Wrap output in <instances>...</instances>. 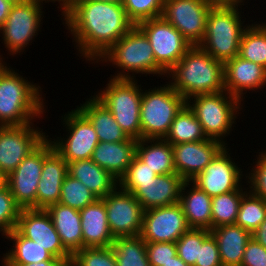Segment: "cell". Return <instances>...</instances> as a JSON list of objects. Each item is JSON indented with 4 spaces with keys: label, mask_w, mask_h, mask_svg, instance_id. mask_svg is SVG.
Wrapping results in <instances>:
<instances>
[{
    "label": "cell",
    "mask_w": 266,
    "mask_h": 266,
    "mask_svg": "<svg viewBox=\"0 0 266 266\" xmlns=\"http://www.w3.org/2000/svg\"><path fill=\"white\" fill-rule=\"evenodd\" d=\"M66 33L71 34L77 56L95 62L135 25L128 19L122 4L76 0L62 16ZM93 61V62H92Z\"/></svg>",
    "instance_id": "cell-1"
},
{
    "label": "cell",
    "mask_w": 266,
    "mask_h": 266,
    "mask_svg": "<svg viewBox=\"0 0 266 266\" xmlns=\"http://www.w3.org/2000/svg\"><path fill=\"white\" fill-rule=\"evenodd\" d=\"M9 65L6 62L0 65V126L26 125L40 120L47 112L41 86L28 81Z\"/></svg>",
    "instance_id": "cell-2"
},
{
    "label": "cell",
    "mask_w": 266,
    "mask_h": 266,
    "mask_svg": "<svg viewBox=\"0 0 266 266\" xmlns=\"http://www.w3.org/2000/svg\"><path fill=\"white\" fill-rule=\"evenodd\" d=\"M166 77L171 87L186 101L195 95L225 91L224 63L198 45L192 46Z\"/></svg>",
    "instance_id": "cell-3"
},
{
    "label": "cell",
    "mask_w": 266,
    "mask_h": 266,
    "mask_svg": "<svg viewBox=\"0 0 266 266\" xmlns=\"http://www.w3.org/2000/svg\"><path fill=\"white\" fill-rule=\"evenodd\" d=\"M96 63H103L101 65L106 63L113 68H118L115 75H110L113 79L135 80V75L139 73L145 74V77L156 75L161 78L163 75L162 78H166L167 75L157 64L146 35L136 25L104 53Z\"/></svg>",
    "instance_id": "cell-4"
},
{
    "label": "cell",
    "mask_w": 266,
    "mask_h": 266,
    "mask_svg": "<svg viewBox=\"0 0 266 266\" xmlns=\"http://www.w3.org/2000/svg\"><path fill=\"white\" fill-rule=\"evenodd\" d=\"M242 5L245 3L213 6L208 14L204 37L198 46L222 63L238 55L242 34L249 26L242 19L245 16Z\"/></svg>",
    "instance_id": "cell-5"
},
{
    "label": "cell",
    "mask_w": 266,
    "mask_h": 266,
    "mask_svg": "<svg viewBox=\"0 0 266 266\" xmlns=\"http://www.w3.org/2000/svg\"><path fill=\"white\" fill-rule=\"evenodd\" d=\"M186 104L194 112L206 137L228 146L225 137H228L236 127L234 124L237 123L239 111H244L243 103L227 91H223L192 96Z\"/></svg>",
    "instance_id": "cell-6"
},
{
    "label": "cell",
    "mask_w": 266,
    "mask_h": 266,
    "mask_svg": "<svg viewBox=\"0 0 266 266\" xmlns=\"http://www.w3.org/2000/svg\"><path fill=\"white\" fill-rule=\"evenodd\" d=\"M167 84L143 90L140 104L141 139H164L186 100Z\"/></svg>",
    "instance_id": "cell-7"
},
{
    "label": "cell",
    "mask_w": 266,
    "mask_h": 266,
    "mask_svg": "<svg viewBox=\"0 0 266 266\" xmlns=\"http://www.w3.org/2000/svg\"><path fill=\"white\" fill-rule=\"evenodd\" d=\"M105 86L94 93V96L107 107L129 138L140 140V104L143 86L138 84L137 79L110 77Z\"/></svg>",
    "instance_id": "cell-8"
},
{
    "label": "cell",
    "mask_w": 266,
    "mask_h": 266,
    "mask_svg": "<svg viewBox=\"0 0 266 266\" xmlns=\"http://www.w3.org/2000/svg\"><path fill=\"white\" fill-rule=\"evenodd\" d=\"M42 5L39 0L13 4L7 20L0 27V37L8 50L7 55L14 57L23 54L38 36V31L41 32L45 14Z\"/></svg>",
    "instance_id": "cell-9"
},
{
    "label": "cell",
    "mask_w": 266,
    "mask_h": 266,
    "mask_svg": "<svg viewBox=\"0 0 266 266\" xmlns=\"http://www.w3.org/2000/svg\"><path fill=\"white\" fill-rule=\"evenodd\" d=\"M68 133L66 137L50 138L53 148L67 162L91 159L99 144L97 133L89 119L78 109L61 116Z\"/></svg>",
    "instance_id": "cell-10"
},
{
    "label": "cell",
    "mask_w": 266,
    "mask_h": 266,
    "mask_svg": "<svg viewBox=\"0 0 266 266\" xmlns=\"http://www.w3.org/2000/svg\"><path fill=\"white\" fill-rule=\"evenodd\" d=\"M147 37L157 64L167 73L193 46L162 16L136 25Z\"/></svg>",
    "instance_id": "cell-11"
},
{
    "label": "cell",
    "mask_w": 266,
    "mask_h": 266,
    "mask_svg": "<svg viewBox=\"0 0 266 266\" xmlns=\"http://www.w3.org/2000/svg\"><path fill=\"white\" fill-rule=\"evenodd\" d=\"M34 122L0 126V170L9 176L47 136Z\"/></svg>",
    "instance_id": "cell-12"
},
{
    "label": "cell",
    "mask_w": 266,
    "mask_h": 266,
    "mask_svg": "<svg viewBox=\"0 0 266 266\" xmlns=\"http://www.w3.org/2000/svg\"><path fill=\"white\" fill-rule=\"evenodd\" d=\"M103 199L108 225L113 237L139 236L144 209L135 196L118 186Z\"/></svg>",
    "instance_id": "cell-13"
},
{
    "label": "cell",
    "mask_w": 266,
    "mask_h": 266,
    "mask_svg": "<svg viewBox=\"0 0 266 266\" xmlns=\"http://www.w3.org/2000/svg\"><path fill=\"white\" fill-rule=\"evenodd\" d=\"M214 5L204 0H164L162 17L193 46L203 40L207 17Z\"/></svg>",
    "instance_id": "cell-14"
},
{
    "label": "cell",
    "mask_w": 266,
    "mask_h": 266,
    "mask_svg": "<svg viewBox=\"0 0 266 266\" xmlns=\"http://www.w3.org/2000/svg\"><path fill=\"white\" fill-rule=\"evenodd\" d=\"M230 150V147L225 146L204 170L191 180L210 197L237 189H248L242 185L244 171L238 162L235 163L230 155L232 153H229Z\"/></svg>",
    "instance_id": "cell-15"
},
{
    "label": "cell",
    "mask_w": 266,
    "mask_h": 266,
    "mask_svg": "<svg viewBox=\"0 0 266 266\" xmlns=\"http://www.w3.org/2000/svg\"><path fill=\"white\" fill-rule=\"evenodd\" d=\"M190 229L179 203L144 211L140 237L145 242L175 243Z\"/></svg>",
    "instance_id": "cell-16"
},
{
    "label": "cell",
    "mask_w": 266,
    "mask_h": 266,
    "mask_svg": "<svg viewBox=\"0 0 266 266\" xmlns=\"http://www.w3.org/2000/svg\"><path fill=\"white\" fill-rule=\"evenodd\" d=\"M42 167L43 141L7 176V185L21 209H36V195Z\"/></svg>",
    "instance_id": "cell-17"
},
{
    "label": "cell",
    "mask_w": 266,
    "mask_h": 266,
    "mask_svg": "<svg viewBox=\"0 0 266 266\" xmlns=\"http://www.w3.org/2000/svg\"><path fill=\"white\" fill-rule=\"evenodd\" d=\"M16 229L24 237L43 247L54 258H72L62 245L52 219L45 209H21Z\"/></svg>",
    "instance_id": "cell-18"
},
{
    "label": "cell",
    "mask_w": 266,
    "mask_h": 266,
    "mask_svg": "<svg viewBox=\"0 0 266 266\" xmlns=\"http://www.w3.org/2000/svg\"><path fill=\"white\" fill-rule=\"evenodd\" d=\"M43 140V167L36 195V209L59 202L61 187L68 174V163L56 152L48 138Z\"/></svg>",
    "instance_id": "cell-19"
},
{
    "label": "cell",
    "mask_w": 266,
    "mask_h": 266,
    "mask_svg": "<svg viewBox=\"0 0 266 266\" xmlns=\"http://www.w3.org/2000/svg\"><path fill=\"white\" fill-rule=\"evenodd\" d=\"M225 146L221 141L211 138L172 145L176 174L185 181H191Z\"/></svg>",
    "instance_id": "cell-20"
},
{
    "label": "cell",
    "mask_w": 266,
    "mask_h": 266,
    "mask_svg": "<svg viewBox=\"0 0 266 266\" xmlns=\"http://www.w3.org/2000/svg\"><path fill=\"white\" fill-rule=\"evenodd\" d=\"M265 87L266 68L262 65L238 55L224 63V89L241 102L244 101L247 91L249 94L252 90L263 92Z\"/></svg>",
    "instance_id": "cell-21"
},
{
    "label": "cell",
    "mask_w": 266,
    "mask_h": 266,
    "mask_svg": "<svg viewBox=\"0 0 266 266\" xmlns=\"http://www.w3.org/2000/svg\"><path fill=\"white\" fill-rule=\"evenodd\" d=\"M185 180L176 173L157 175L148 183H138L131 192L144 211L179 203Z\"/></svg>",
    "instance_id": "cell-22"
},
{
    "label": "cell",
    "mask_w": 266,
    "mask_h": 266,
    "mask_svg": "<svg viewBox=\"0 0 266 266\" xmlns=\"http://www.w3.org/2000/svg\"><path fill=\"white\" fill-rule=\"evenodd\" d=\"M81 218L83 248L108 247L114 241L110 231L103 198H98L79 211Z\"/></svg>",
    "instance_id": "cell-23"
},
{
    "label": "cell",
    "mask_w": 266,
    "mask_h": 266,
    "mask_svg": "<svg viewBox=\"0 0 266 266\" xmlns=\"http://www.w3.org/2000/svg\"><path fill=\"white\" fill-rule=\"evenodd\" d=\"M190 228L212 229V197L192 181H185L179 198Z\"/></svg>",
    "instance_id": "cell-24"
},
{
    "label": "cell",
    "mask_w": 266,
    "mask_h": 266,
    "mask_svg": "<svg viewBox=\"0 0 266 266\" xmlns=\"http://www.w3.org/2000/svg\"><path fill=\"white\" fill-rule=\"evenodd\" d=\"M137 142L133 138L120 142H99L91 159L119 180L136 155Z\"/></svg>",
    "instance_id": "cell-25"
},
{
    "label": "cell",
    "mask_w": 266,
    "mask_h": 266,
    "mask_svg": "<svg viewBox=\"0 0 266 266\" xmlns=\"http://www.w3.org/2000/svg\"><path fill=\"white\" fill-rule=\"evenodd\" d=\"M53 222L64 248L73 255L83 249V234L79 210L55 203L45 209Z\"/></svg>",
    "instance_id": "cell-26"
},
{
    "label": "cell",
    "mask_w": 266,
    "mask_h": 266,
    "mask_svg": "<svg viewBox=\"0 0 266 266\" xmlns=\"http://www.w3.org/2000/svg\"><path fill=\"white\" fill-rule=\"evenodd\" d=\"M68 174L84 184L97 198H104L119 186V180L92 159L69 162Z\"/></svg>",
    "instance_id": "cell-27"
},
{
    "label": "cell",
    "mask_w": 266,
    "mask_h": 266,
    "mask_svg": "<svg viewBox=\"0 0 266 266\" xmlns=\"http://www.w3.org/2000/svg\"><path fill=\"white\" fill-rule=\"evenodd\" d=\"M76 106L92 123L99 142H120L130 138L114 119L112 113L94 95Z\"/></svg>",
    "instance_id": "cell-28"
},
{
    "label": "cell",
    "mask_w": 266,
    "mask_h": 266,
    "mask_svg": "<svg viewBox=\"0 0 266 266\" xmlns=\"http://www.w3.org/2000/svg\"><path fill=\"white\" fill-rule=\"evenodd\" d=\"M218 248L223 266H241L247 242L251 233L238 225H223L210 230Z\"/></svg>",
    "instance_id": "cell-29"
},
{
    "label": "cell",
    "mask_w": 266,
    "mask_h": 266,
    "mask_svg": "<svg viewBox=\"0 0 266 266\" xmlns=\"http://www.w3.org/2000/svg\"><path fill=\"white\" fill-rule=\"evenodd\" d=\"M3 238L13 243L9 251L7 249V252L3 253L2 260L0 259L5 265L36 264L53 258L43 247L24 237L16 228L6 233Z\"/></svg>",
    "instance_id": "cell-30"
},
{
    "label": "cell",
    "mask_w": 266,
    "mask_h": 266,
    "mask_svg": "<svg viewBox=\"0 0 266 266\" xmlns=\"http://www.w3.org/2000/svg\"><path fill=\"white\" fill-rule=\"evenodd\" d=\"M136 156L157 175L176 173L172 145L164 139H140Z\"/></svg>",
    "instance_id": "cell-31"
},
{
    "label": "cell",
    "mask_w": 266,
    "mask_h": 266,
    "mask_svg": "<svg viewBox=\"0 0 266 266\" xmlns=\"http://www.w3.org/2000/svg\"><path fill=\"white\" fill-rule=\"evenodd\" d=\"M208 139L194 112L186 104L174 118L164 140L171 145Z\"/></svg>",
    "instance_id": "cell-32"
},
{
    "label": "cell",
    "mask_w": 266,
    "mask_h": 266,
    "mask_svg": "<svg viewBox=\"0 0 266 266\" xmlns=\"http://www.w3.org/2000/svg\"><path fill=\"white\" fill-rule=\"evenodd\" d=\"M244 30L238 56L266 68V22H253Z\"/></svg>",
    "instance_id": "cell-33"
},
{
    "label": "cell",
    "mask_w": 266,
    "mask_h": 266,
    "mask_svg": "<svg viewBox=\"0 0 266 266\" xmlns=\"http://www.w3.org/2000/svg\"><path fill=\"white\" fill-rule=\"evenodd\" d=\"M117 266H151L146 242L140 236L118 237L111 244Z\"/></svg>",
    "instance_id": "cell-34"
},
{
    "label": "cell",
    "mask_w": 266,
    "mask_h": 266,
    "mask_svg": "<svg viewBox=\"0 0 266 266\" xmlns=\"http://www.w3.org/2000/svg\"><path fill=\"white\" fill-rule=\"evenodd\" d=\"M248 189H237L212 197V229L235 224L243 195Z\"/></svg>",
    "instance_id": "cell-35"
},
{
    "label": "cell",
    "mask_w": 266,
    "mask_h": 266,
    "mask_svg": "<svg viewBox=\"0 0 266 266\" xmlns=\"http://www.w3.org/2000/svg\"><path fill=\"white\" fill-rule=\"evenodd\" d=\"M266 218V201L249 190L243 195L235 225L251 234Z\"/></svg>",
    "instance_id": "cell-36"
},
{
    "label": "cell",
    "mask_w": 266,
    "mask_h": 266,
    "mask_svg": "<svg viewBox=\"0 0 266 266\" xmlns=\"http://www.w3.org/2000/svg\"><path fill=\"white\" fill-rule=\"evenodd\" d=\"M98 198L79 180L66 175L61 187L60 204L76 210H82Z\"/></svg>",
    "instance_id": "cell-37"
},
{
    "label": "cell",
    "mask_w": 266,
    "mask_h": 266,
    "mask_svg": "<svg viewBox=\"0 0 266 266\" xmlns=\"http://www.w3.org/2000/svg\"><path fill=\"white\" fill-rule=\"evenodd\" d=\"M209 234L207 229L190 228L175 242L178 256L186 264L194 266L199 261V246Z\"/></svg>",
    "instance_id": "cell-38"
},
{
    "label": "cell",
    "mask_w": 266,
    "mask_h": 266,
    "mask_svg": "<svg viewBox=\"0 0 266 266\" xmlns=\"http://www.w3.org/2000/svg\"><path fill=\"white\" fill-rule=\"evenodd\" d=\"M122 6L128 19L137 25L142 21L161 17L164 0H124Z\"/></svg>",
    "instance_id": "cell-39"
},
{
    "label": "cell",
    "mask_w": 266,
    "mask_h": 266,
    "mask_svg": "<svg viewBox=\"0 0 266 266\" xmlns=\"http://www.w3.org/2000/svg\"><path fill=\"white\" fill-rule=\"evenodd\" d=\"M71 266H117V263L111 246L84 247L72 255Z\"/></svg>",
    "instance_id": "cell-40"
},
{
    "label": "cell",
    "mask_w": 266,
    "mask_h": 266,
    "mask_svg": "<svg viewBox=\"0 0 266 266\" xmlns=\"http://www.w3.org/2000/svg\"><path fill=\"white\" fill-rule=\"evenodd\" d=\"M21 208L15 199L8 185L0 189V233L3 237L6 233L14 230L17 226Z\"/></svg>",
    "instance_id": "cell-41"
},
{
    "label": "cell",
    "mask_w": 266,
    "mask_h": 266,
    "mask_svg": "<svg viewBox=\"0 0 266 266\" xmlns=\"http://www.w3.org/2000/svg\"><path fill=\"white\" fill-rule=\"evenodd\" d=\"M156 177L157 174L135 155L125 174L119 179V187L131 193L138 183H148Z\"/></svg>",
    "instance_id": "cell-42"
},
{
    "label": "cell",
    "mask_w": 266,
    "mask_h": 266,
    "mask_svg": "<svg viewBox=\"0 0 266 266\" xmlns=\"http://www.w3.org/2000/svg\"><path fill=\"white\" fill-rule=\"evenodd\" d=\"M257 160L253 164L252 169L247 174L245 173V181L248 185V190L255 196L261 197L266 201V151L262 149L257 155Z\"/></svg>",
    "instance_id": "cell-43"
},
{
    "label": "cell",
    "mask_w": 266,
    "mask_h": 266,
    "mask_svg": "<svg viewBox=\"0 0 266 266\" xmlns=\"http://www.w3.org/2000/svg\"><path fill=\"white\" fill-rule=\"evenodd\" d=\"M146 251L151 266H164L178 255L173 242H146Z\"/></svg>",
    "instance_id": "cell-44"
},
{
    "label": "cell",
    "mask_w": 266,
    "mask_h": 266,
    "mask_svg": "<svg viewBox=\"0 0 266 266\" xmlns=\"http://www.w3.org/2000/svg\"><path fill=\"white\" fill-rule=\"evenodd\" d=\"M194 266H223L219 248L214 236L210 233L199 246V261Z\"/></svg>",
    "instance_id": "cell-45"
},
{
    "label": "cell",
    "mask_w": 266,
    "mask_h": 266,
    "mask_svg": "<svg viewBox=\"0 0 266 266\" xmlns=\"http://www.w3.org/2000/svg\"><path fill=\"white\" fill-rule=\"evenodd\" d=\"M241 266H266V249L253 238L246 244Z\"/></svg>",
    "instance_id": "cell-46"
},
{
    "label": "cell",
    "mask_w": 266,
    "mask_h": 266,
    "mask_svg": "<svg viewBox=\"0 0 266 266\" xmlns=\"http://www.w3.org/2000/svg\"><path fill=\"white\" fill-rule=\"evenodd\" d=\"M72 258H52L49 261H42L39 263H31L25 265H6V266H71Z\"/></svg>",
    "instance_id": "cell-47"
},
{
    "label": "cell",
    "mask_w": 266,
    "mask_h": 266,
    "mask_svg": "<svg viewBox=\"0 0 266 266\" xmlns=\"http://www.w3.org/2000/svg\"><path fill=\"white\" fill-rule=\"evenodd\" d=\"M251 237L266 249V218L251 234Z\"/></svg>",
    "instance_id": "cell-48"
},
{
    "label": "cell",
    "mask_w": 266,
    "mask_h": 266,
    "mask_svg": "<svg viewBox=\"0 0 266 266\" xmlns=\"http://www.w3.org/2000/svg\"><path fill=\"white\" fill-rule=\"evenodd\" d=\"M13 3L9 0H0V27L5 23Z\"/></svg>",
    "instance_id": "cell-49"
},
{
    "label": "cell",
    "mask_w": 266,
    "mask_h": 266,
    "mask_svg": "<svg viewBox=\"0 0 266 266\" xmlns=\"http://www.w3.org/2000/svg\"><path fill=\"white\" fill-rule=\"evenodd\" d=\"M42 4H46V3H49V2H53L56 3L58 2L59 3V6L57 7L58 9L60 8V11H61V14L60 15H64L74 4H75V1L76 0H39Z\"/></svg>",
    "instance_id": "cell-50"
},
{
    "label": "cell",
    "mask_w": 266,
    "mask_h": 266,
    "mask_svg": "<svg viewBox=\"0 0 266 266\" xmlns=\"http://www.w3.org/2000/svg\"><path fill=\"white\" fill-rule=\"evenodd\" d=\"M204 1L209 2L214 6H217V5H234L240 2H244L246 0H204Z\"/></svg>",
    "instance_id": "cell-51"
},
{
    "label": "cell",
    "mask_w": 266,
    "mask_h": 266,
    "mask_svg": "<svg viewBox=\"0 0 266 266\" xmlns=\"http://www.w3.org/2000/svg\"><path fill=\"white\" fill-rule=\"evenodd\" d=\"M164 266H190L186 264L178 255L173 257L168 263Z\"/></svg>",
    "instance_id": "cell-52"
},
{
    "label": "cell",
    "mask_w": 266,
    "mask_h": 266,
    "mask_svg": "<svg viewBox=\"0 0 266 266\" xmlns=\"http://www.w3.org/2000/svg\"><path fill=\"white\" fill-rule=\"evenodd\" d=\"M7 185V176L0 170V189Z\"/></svg>",
    "instance_id": "cell-53"
},
{
    "label": "cell",
    "mask_w": 266,
    "mask_h": 266,
    "mask_svg": "<svg viewBox=\"0 0 266 266\" xmlns=\"http://www.w3.org/2000/svg\"><path fill=\"white\" fill-rule=\"evenodd\" d=\"M91 1H102V2H110V3L122 4L124 0H91Z\"/></svg>",
    "instance_id": "cell-54"
},
{
    "label": "cell",
    "mask_w": 266,
    "mask_h": 266,
    "mask_svg": "<svg viewBox=\"0 0 266 266\" xmlns=\"http://www.w3.org/2000/svg\"><path fill=\"white\" fill-rule=\"evenodd\" d=\"M9 1H11L13 4H15V3H22V2H25L27 0H9Z\"/></svg>",
    "instance_id": "cell-55"
},
{
    "label": "cell",
    "mask_w": 266,
    "mask_h": 266,
    "mask_svg": "<svg viewBox=\"0 0 266 266\" xmlns=\"http://www.w3.org/2000/svg\"><path fill=\"white\" fill-rule=\"evenodd\" d=\"M4 60V61H3ZM5 57L3 58V54L1 55V53H0V61H2V62H5Z\"/></svg>",
    "instance_id": "cell-56"
}]
</instances>
